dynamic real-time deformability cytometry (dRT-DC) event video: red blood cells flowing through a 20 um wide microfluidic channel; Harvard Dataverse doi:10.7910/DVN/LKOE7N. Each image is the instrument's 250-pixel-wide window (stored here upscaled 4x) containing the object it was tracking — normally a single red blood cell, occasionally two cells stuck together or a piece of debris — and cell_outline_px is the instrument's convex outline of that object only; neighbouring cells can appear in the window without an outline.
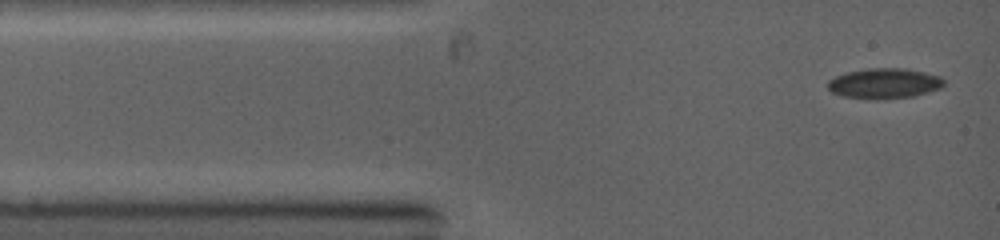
{"species": "common noctule bat (a hibernating species)", "species_latin": "Nyctalus noctula", "temperature_condition": "warm", "stored_images_in_passage": 3, "camera_frame_rate_fps": 5000, "um_per_image_px": 0.085, "animal": {"sex": "female", "body_mass_g": 19.0, "forearm_length_mm": 53.3}, "frame": {"image": 1, "passage_image": 1, "time_ms": 0.0, "image_size_px": [1000, 240], "cell_outline_px": [[944, 84], [940, 88], [928, 92], [912, 96], [876, 100], [844, 96], [832, 92], [828, 88], [828, 80], [836, 76], [848, 72], [868, 68], [904, 68], [924, 72], [940, 76], [944, 80]], "centroid_in_image_um": [75.17, 7.09], "position_along_channel_um": 9.8, "area_um2": 20.4}}
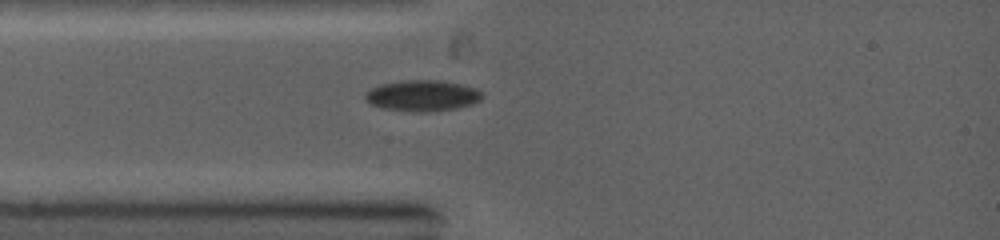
{"frame": {"image": 2, "passage_image": 3, "time_ms": 2.0, "image_size_px": [1000, 240], "cell_outline_px": [[484, 96], [480, 100], [472, 104], [456, 108], [424, 112], [420, 112], [384, 108], [372, 104], [364, 100], [364, 92], [380, 84], [404, 80], [440, 80], [460, 84], [476, 88]], "centroid_in_image_um": [35.89, 8.12], "position_along_channel_um": 49.1, "area_um2": 21.04}}